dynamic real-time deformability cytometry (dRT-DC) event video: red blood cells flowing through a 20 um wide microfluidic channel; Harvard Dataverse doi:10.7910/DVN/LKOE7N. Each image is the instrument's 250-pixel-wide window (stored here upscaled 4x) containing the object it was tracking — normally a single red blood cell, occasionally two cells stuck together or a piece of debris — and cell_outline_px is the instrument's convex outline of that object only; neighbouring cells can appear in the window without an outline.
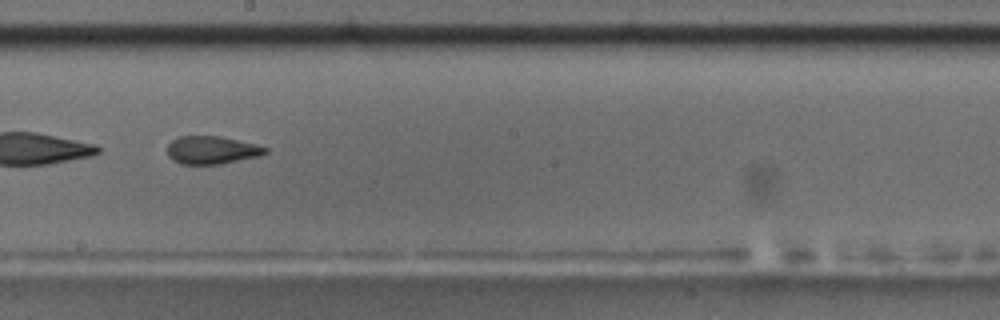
{"species": "common noctule bat (a hibernating species)", "species_latin": "Nyctalus noctula", "temperature_condition": "room temperature", "stored_images_in_passage": 54, "camera_frame_rate_fps": 3000, "um_per_image_px": 0.085, "animal": {"sex": "male", "body_mass_g": 17.5, "forearm_length_mm": 52.3}, "frame": {"image": 1, "passage_image": 31, "time_ms": 10.0, "image_size_px": [1000, 320], "cell_outline_px": [[268, 152], [260, 156], [220, 164], [180, 164], [172, 160], [168, 156], [168, 144], [172, 140], [180, 136], [220, 136], [256, 144], [268, 148]], "centroid_in_image_um": [18.01, 12.76], "position_along_channel_um": 230.2, "area_um2": 16.01}, "authors_computed_cell_mechanics": {"area_um2": 18.0047, "velocity_mm_per_s": 3.7012, "shape_relaxation_time_tau1_ms": null, "shape_relaxation_time_tau2_ms": 1.673, "deformation_change_tau1": null, "deformation_change_tau2": 0.0985}}